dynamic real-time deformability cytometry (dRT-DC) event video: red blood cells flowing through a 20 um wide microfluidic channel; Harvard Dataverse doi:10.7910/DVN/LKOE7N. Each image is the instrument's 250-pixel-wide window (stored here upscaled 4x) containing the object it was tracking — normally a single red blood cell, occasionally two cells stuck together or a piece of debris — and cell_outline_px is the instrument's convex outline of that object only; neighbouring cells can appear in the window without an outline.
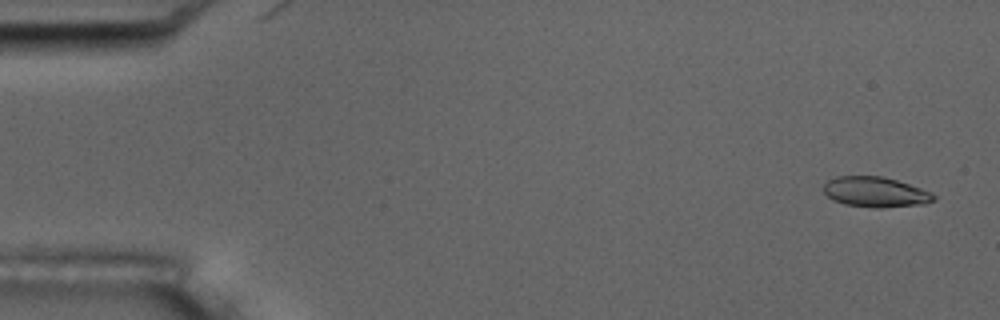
{"species": "common noctule bat (a hibernating species)", "species_latin": "Nyctalus noctula", "temperature_condition": "room temperature", "stored_images_in_passage": 5, "camera_frame_rate_fps": 3000, "um_per_image_px": 0.085, "animal": {"sex": "male", "body_mass_g": 17.5, "forearm_length_mm": 52.3}, "frame": {"image": 1, "passage_image": 1, "time_ms": 0.0, "image_size_px": [1000, 320], "cell_outline_px": [[936, 200], [924, 204], [880, 208], [876, 208], [844, 204], [832, 200], [824, 192], [824, 184], [828, 180], [836, 176], [880, 176], [896, 180], [932, 192], [936, 196]], "centroid_in_image_um": [74.41, 16.33], "position_along_channel_um": 10.6, "area_um2": 19.42}}